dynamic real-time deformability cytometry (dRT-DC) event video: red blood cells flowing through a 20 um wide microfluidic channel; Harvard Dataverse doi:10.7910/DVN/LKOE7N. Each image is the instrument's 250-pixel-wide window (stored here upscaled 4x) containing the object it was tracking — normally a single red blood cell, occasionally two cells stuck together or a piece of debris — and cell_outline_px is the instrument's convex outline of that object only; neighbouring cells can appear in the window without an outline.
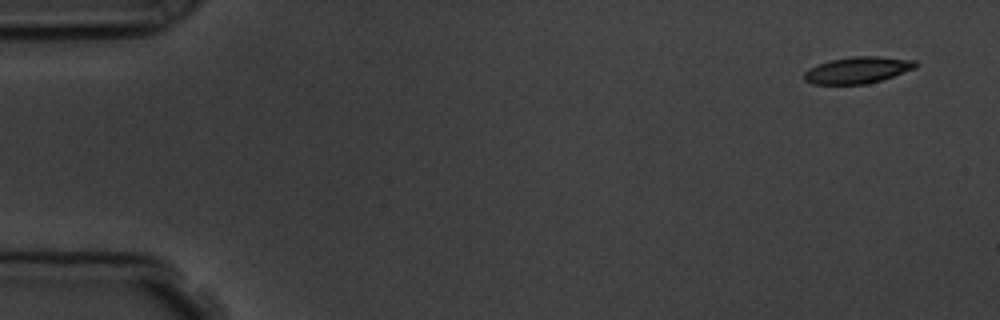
{"species": "common noctule bat (a hibernating species)", "species_latin": "Nyctalus noctula", "temperature_condition": "room temperature", "stored_images_in_passage": 3, "camera_frame_rate_fps": 3000, "um_per_image_px": 0.085, "animal": {"sex": "male", "body_mass_g": 19.5, "forearm_length_mm": 54.6}, "frame": {"image": 1, "passage_image": 1, "time_ms": 0.0, "image_size_px": [1000, 320], "cell_outline_px": [[920, 64], [916, 68], [868, 84], [812, 84], [804, 80], [804, 72], [820, 64], [832, 60], [852, 56], [880, 56], [916, 60]], "centroid_in_image_um": [72.96, 5.95], "position_along_channel_um": 12.0, "area_um2": 17.17}}